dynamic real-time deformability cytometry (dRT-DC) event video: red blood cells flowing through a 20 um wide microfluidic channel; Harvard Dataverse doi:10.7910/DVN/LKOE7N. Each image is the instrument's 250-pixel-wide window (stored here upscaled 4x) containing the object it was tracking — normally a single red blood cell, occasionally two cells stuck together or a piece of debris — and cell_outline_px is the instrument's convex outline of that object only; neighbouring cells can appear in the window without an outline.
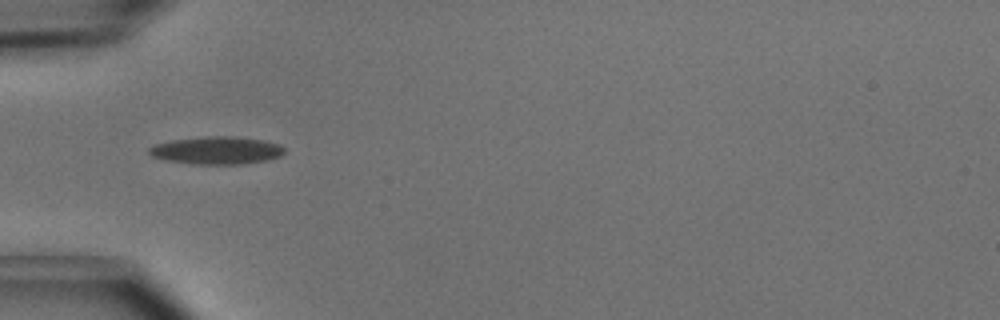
{"species": "common noctule bat (a hibernating species)", "species_latin": "Nyctalus noctula", "temperature_condition": "cold", "stored_images_in_passage": 6, "camera_frame_rate_fps": 3000, "um_per_image_px": 0.085, "animal": {"sex": "male", "body_mass_g": 15.6}, "frame": {"image": 1, "passage_image": 3, "time_ms": 0.667, "image_size_px": [1000, 320], "cell_outline_px": [[284, 152], [280, 156], [264, 160], [244, 164], [192, 164], [168, 160], [152, 156], [148, 152], [148, 148], [156, 144], [172, 140], [204, 136], [236, 136], [264, 140], [280, 144], [284, 148]], "centroid_in_image_um": [18.43, 12.77], "position_along_channel_um": 66.6, "area_um2": 21.79}}
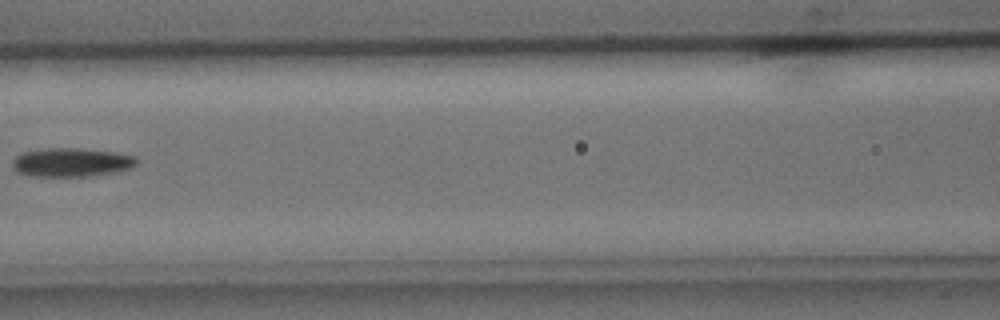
{"frame": {"image": 2, "passage_image": 5, "time_ms": 1.333, "image_size_px": [1000, 320], "cell_outline_px": [[140, 160], [132, 168], [112, 172], [88, 176], [28, 176], [16, 172], [12, 168], [12, 160], [20, 152], [40, 148], [80, 148], [116, 152], [136, 156]], "centroid_in_image_um": [6.03, 13.78], "position_along_channel_um": 160.6, "area_um2": 21.21}}
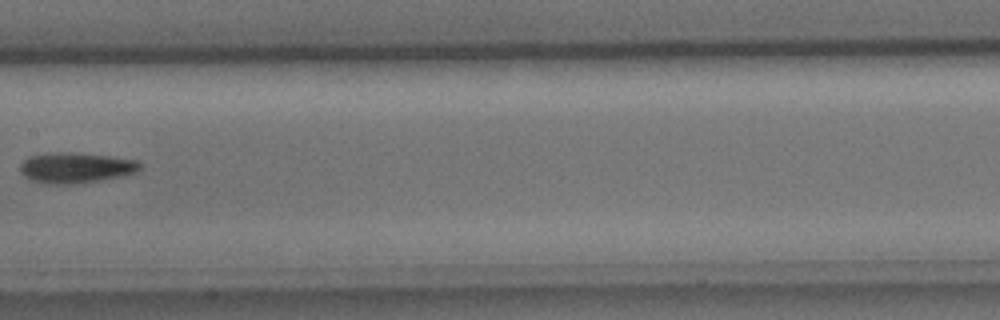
{"frame": {"image": 3, "passage_image": 6, "time_ms": 1.667, "image_size_px": [1000, 320], "cell_outline_px": [[140, 168], [136, 172], [120, 176], [100, 180], [72, 184], [48, 184], [32, 180], [24, 176], [20, 172], [20, 164], [28, 156], [52, 152], [72, 152], [108, 156], [136, 160], [140, 164]], "centroid_in_image_um": [6.39, 14.25], "position_along_channel_um": 201.0, "area_um2": 21.21}}